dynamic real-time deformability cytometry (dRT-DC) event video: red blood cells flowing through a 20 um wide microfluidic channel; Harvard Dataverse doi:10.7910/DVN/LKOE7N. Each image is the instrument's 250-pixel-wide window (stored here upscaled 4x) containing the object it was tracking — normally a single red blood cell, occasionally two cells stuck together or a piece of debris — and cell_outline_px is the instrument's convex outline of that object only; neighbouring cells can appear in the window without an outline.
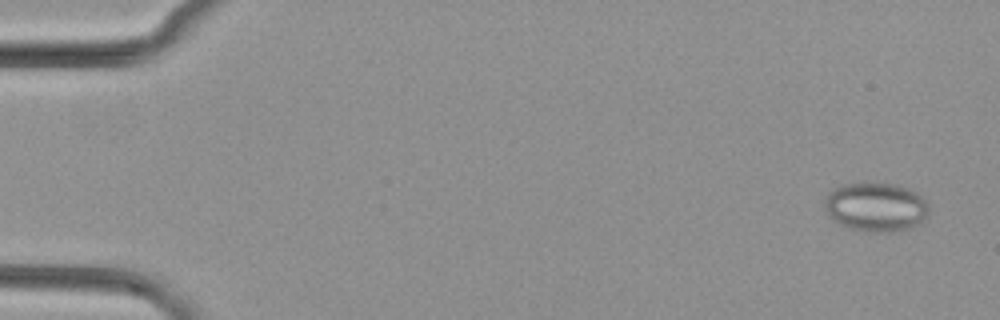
{"species": "common noctule bat (a hibernating species)", "species_latin": "Nyctalus noctula", "temperature_condition": "cold", "stored_images_in_passage": 49, "camera_frame_rate_fps": 3000, "um_per_image_px": 0.085, "animal": {"sex": "female", "body_mass_g": 29.2, "forearm_length_mm": 56.3}, "frame": {"image": 1, "passage_image": 1, "time_ms": 0.0, "image_size_px": [1000, 320], "cell_outline_px": [[928, 212], [912, 228], [888, 232], [872, 232], [848, 228], [840, 224], [824, 208], [824, 200], [828, 192], [844, 184], [896, 184], [908, 188], [916, 192], [928, 204]], "centroid_in_image_um": [74.44, 17.6], "position_along_channel_um": 10.6, "area_um2": 29.25}}
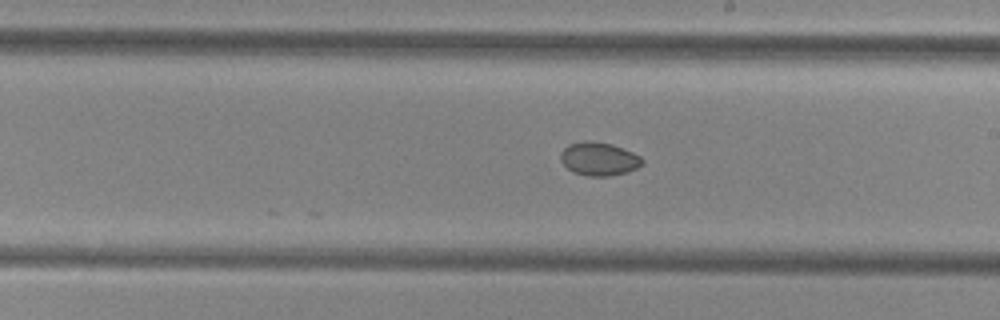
{"frame": {"image": 2, "passage_image": 29, "time_ms": 9.333, "image_size_px": [1000, 320], "cell_outline_px": [[644, 164], [628, 172], [608, 176], [588, 176], [572, 172], [560, 160], [560, 152], [568, 144], [584, 140], [592, 140], [612, 144], [632, 152], [640, 156], [644, 160]], "centroid_in_image_um": [50.9, 13.49], "position_along_channel_um": 238.1, "area_um2": 16.07}}
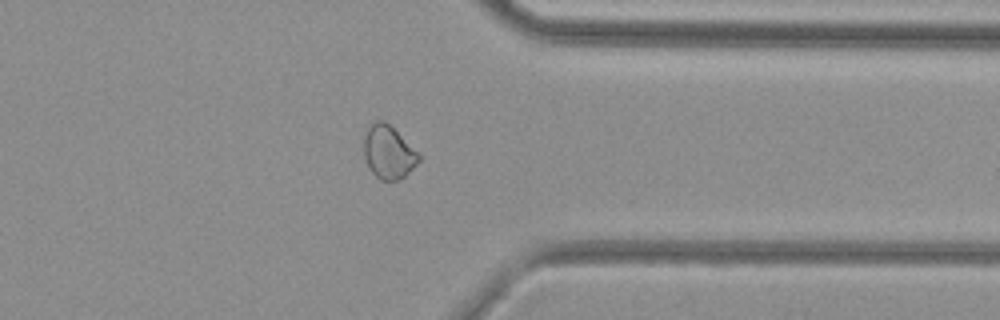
{"frame": {"image": 3, "passage_image": 40, "time_ms": 13.0, "image_size_px": [1000, 320], "cell_outline_px": [[420, 160], [404, 176], [396, 180], [380, 180], [368, 168], [364, 156], [364, 140], [368, 128], [376, 120], [384, 120], [420, 156]], "centroid_in_image_um": [32.98, 12.96], "position_along_channel_um": 378.4, "area_um2": 16.42}}